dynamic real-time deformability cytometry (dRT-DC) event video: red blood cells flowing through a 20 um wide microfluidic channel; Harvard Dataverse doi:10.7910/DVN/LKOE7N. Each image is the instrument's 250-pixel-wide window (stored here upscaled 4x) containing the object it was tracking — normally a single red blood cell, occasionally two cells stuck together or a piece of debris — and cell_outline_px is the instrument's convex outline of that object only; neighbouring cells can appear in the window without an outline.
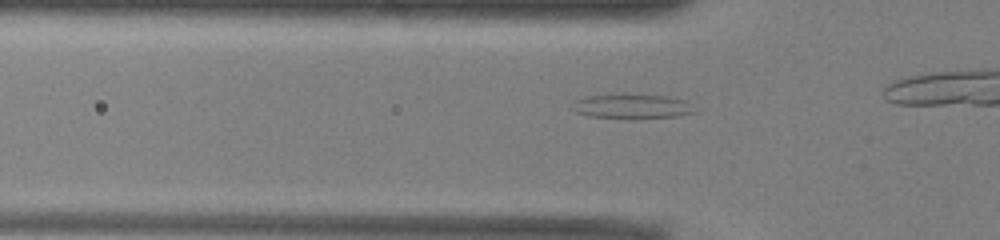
{"species": "common noctule bat (a hibernating species)", "species_latin": "Nyctalus noctula", "temperature_condition": "warm", "stored_images_in_passage": 17, "camera_frame_rate_fps": 3000, "um_per_image_px": 0.085, "animal": {"sex": "male", "body_mass_g": 13.0, "forearm_length_mm": 53.1}, "frame": {"image": 1, "passage_image": 12, "time_ms": 3.667, "image_size_px": [1000, 240], "cell_outline_px": [[696, 112], [676, 116], [588, 116], [576, 112], [572, 108], [576, 100], [584, 96], [668, 96], [688, 100]], "centroid_in_image_um": [53.77, 9.02], "position_along_channel_um": 72.0, "area_um2": 16.07}}